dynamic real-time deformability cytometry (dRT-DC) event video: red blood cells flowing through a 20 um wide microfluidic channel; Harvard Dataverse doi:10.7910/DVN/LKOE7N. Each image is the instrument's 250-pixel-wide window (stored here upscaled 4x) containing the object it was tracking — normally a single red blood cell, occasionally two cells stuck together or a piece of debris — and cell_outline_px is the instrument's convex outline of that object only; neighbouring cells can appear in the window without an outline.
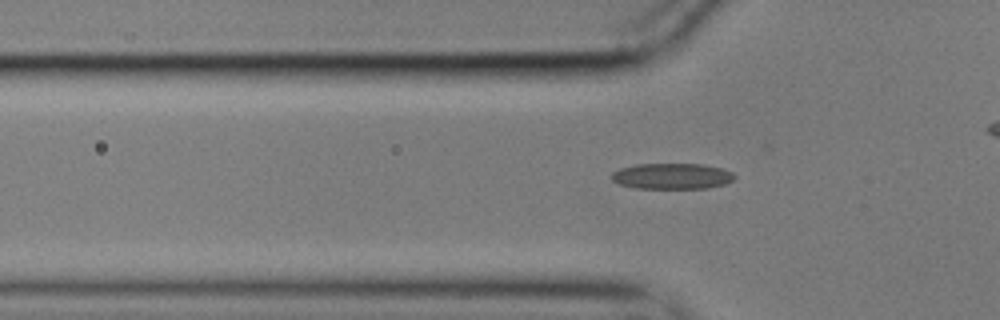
{"species": "common noctule bat (a hibernating species)", "species_latin": "Nyctalus noctula", "temperature_condition": "cold", "stored_images_in_passage": 41, "camera_frame_rate_fps": 3000, "um_per_image_px": 0.085, "animal": {"sex": "male", "body_mass_g": 17.9}, "frame": {"image": 1, "passage_image": 12, "time_ms": 3.667, "image_size_px": [1000, 320], "cell_outline_px": [[736, 176], [732, 180], [724, 184], [704, 188], [636, 188], [620, 184], [612, 180], [612, 172], [620, 168], [636, 164], [704, 164], [724, 168], [732, 172]], "centroid_in_image_um": [57.13, 14.96], "position_along_channel_um": 68.7, "area_um2": 18.5}}
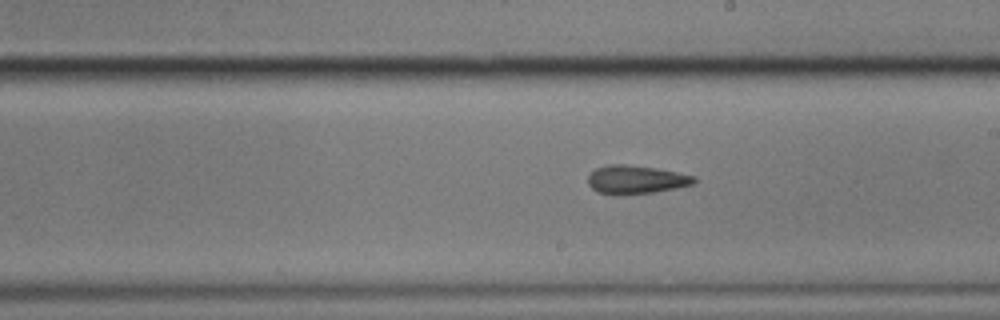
{"frame": {"image": 2, "passage_image": 26, "time_ms": 8.333, "image_size_px": [1000, 320], "cell_outline_px": [[696, 184], [656, 192], [596, 192], [588, 184], [588, 176], [596, 168], [608, 164], [624, 164], [656, 168], [696, 176]], "centroid_in_image_um": [54.11, 15.23], "position_along_channel_um": 234.9, "area_um2": 17.05}}
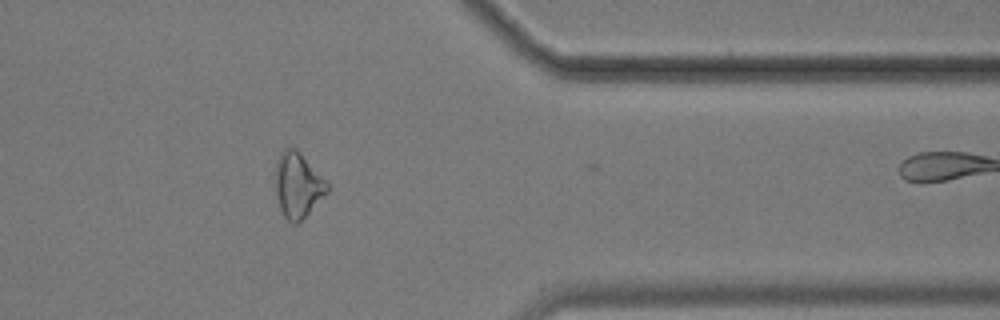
{"frame": {"image": 3, "passage_image": 40, "time_ms": 13.0, "image_size_px": [1000, 320], "cell_outline_px": [[328, 192], [296, 224], [292, 224], [284, 216], [280, 208], [276, 196], [276, 160], [280, 152], [284, 148], [292, 144], [300, 152], [328, 184]], "centroid_in_image_um": [25.28, 15.69], "position_along_channel_um": 386.1, "area_um2": 19.42}, "authors_computed_cell_mechanics": {"area_um2": 17.7446, "velocity_mm_per_s": 3.547, "shape_relaxation_time_tau1_ms": 5.5346, "shape_relaxation_time_tau2_ms": 4.2412, "deformation_change_tau1": 0.125, "deformation_change_tau2": 0.1296}}